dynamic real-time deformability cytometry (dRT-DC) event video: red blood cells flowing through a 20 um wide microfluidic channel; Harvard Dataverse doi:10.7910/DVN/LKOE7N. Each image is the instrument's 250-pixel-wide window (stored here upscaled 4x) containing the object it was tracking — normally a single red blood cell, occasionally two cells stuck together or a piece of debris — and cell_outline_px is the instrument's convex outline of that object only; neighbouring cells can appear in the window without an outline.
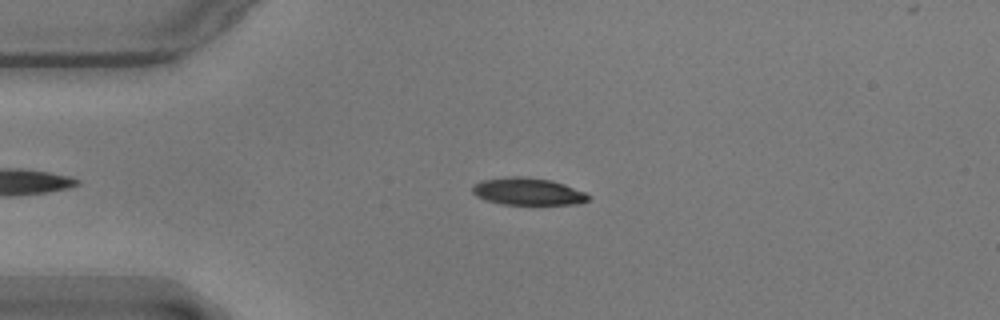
{"species": "common noctule bat (a hibernating species)", "species_latin": "Nyctalus noctula", "temperature_condition": "warm", "stored_images_in_passage": 45, "camera_frame_rate_fps": 3000, "um_per_image_px": 0.085, "animal": {"sex": "male", "body_mass_g": 17.9}, "frame": {"image": 1, "passage_image": 7, "time_ms": 2.0, "image_size_px": [1000, 320], "cell_outline_px": [[592, 196], [588, 200], [580, 204], [504, 204], [484, 200], [476, 196], [472, 192], [472, 184], [480, 180], [512, 176], [524, 176], [552, 180], [564, 184], [584, 192]], "centroid_in_image_um": [44.84, 16.27], "position_along_channel_um": 40.2, "area_um2": 18.55}}
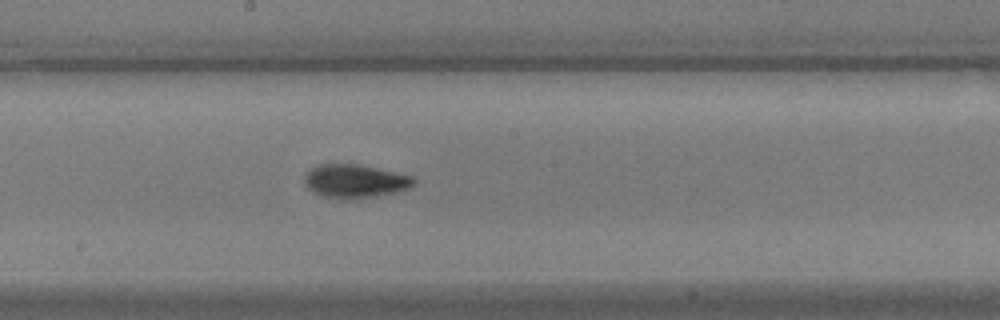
{"frame": {"image": 2, "passage_image": 24, "time_ms": 7.667, "image_size_px": [1000, 320], "cell_outline_px": [[416, 184], [408, 188], [392, 192], [372, 196], [324, 196], [312, 192], [308, 188], [304, 180], [304, 176], [312, 168], [320, 164], [360, 164], [412, 176], [416, 180]], "centroid_in_image_um": [30.18, 15.34], "position_along_channel_um": 218.0, "area_um2": 20.4}}
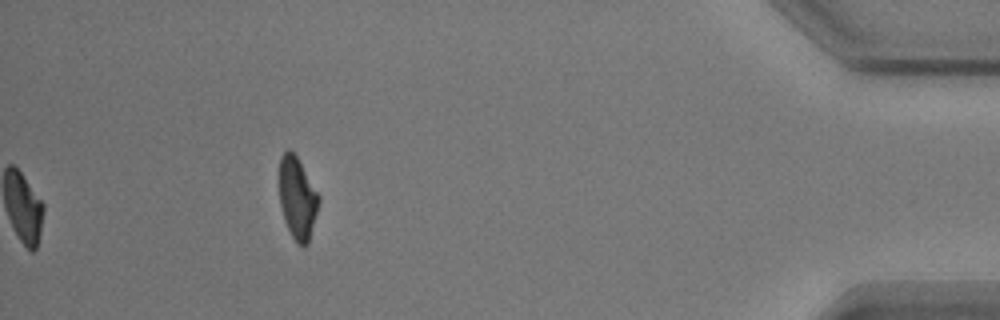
{"frame": {"image": 3, "passage_image": 45, "time_ms": 14.667, "image_size_px": [1000, 320], "cell_outline_px": [[320, 200], [308, 244], [304, 248], [296, 244], [284, 220], [280, 204], [276, 176], [280, 156], [288, 148], [296, 156], [320, 196]], "centroid_in_image_um": [25.23, 16.82], "position_along_channel_um": 410.0, "area_um2": 19.42}, "authors_computed_cell_mechanics": {"area_um2": 19.7098, "velocity_mm_per_s": 3.5727, "shape_relaxation_time_tau1_ms": 4.221, "shape_relaxation_time_tau2_ms": 2.1486, "deformation_change_tau1": 0.1627, "deformation_change_tau2": 0.0759}}